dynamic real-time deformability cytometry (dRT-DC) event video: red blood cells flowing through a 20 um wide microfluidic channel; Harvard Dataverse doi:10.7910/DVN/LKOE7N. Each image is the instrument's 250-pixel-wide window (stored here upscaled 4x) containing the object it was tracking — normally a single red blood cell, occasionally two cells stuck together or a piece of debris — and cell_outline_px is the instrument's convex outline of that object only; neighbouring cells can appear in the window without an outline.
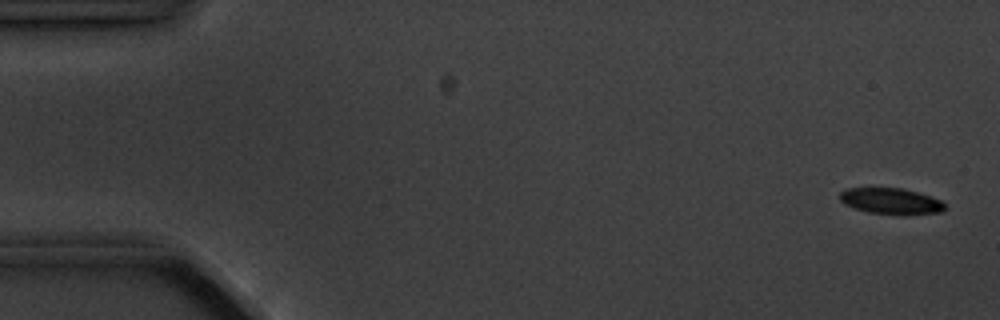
{"species": "common noctule bat (a hibernating species)", "species_latin": "Nyctalus noctula", "temperature_condition": "cold", "stored_images_in_passage": 5, "camera_frame_rate_fps": 3000, "um_per_image_px": 0.085, "animal": {"sex": "male", "body_mass_g": 20.1, "forearm_length_mm": 53.5}, "frame": {"image": 1, "passage_image": 1, "time_ms": 0.0, "image_size_px": [1000, 320], "cell_outline_px": [[944, 208], [940, 212], [904, 216], [868, 212], [844, 204], [840, 200], [840, 192], [844, 188], [904, 188], [940, 200], [944, 204]], "centroid_in_image_um": [75.7, 17.11], "position_along_channel_um": 9.3, "area_um2": 16.01}}